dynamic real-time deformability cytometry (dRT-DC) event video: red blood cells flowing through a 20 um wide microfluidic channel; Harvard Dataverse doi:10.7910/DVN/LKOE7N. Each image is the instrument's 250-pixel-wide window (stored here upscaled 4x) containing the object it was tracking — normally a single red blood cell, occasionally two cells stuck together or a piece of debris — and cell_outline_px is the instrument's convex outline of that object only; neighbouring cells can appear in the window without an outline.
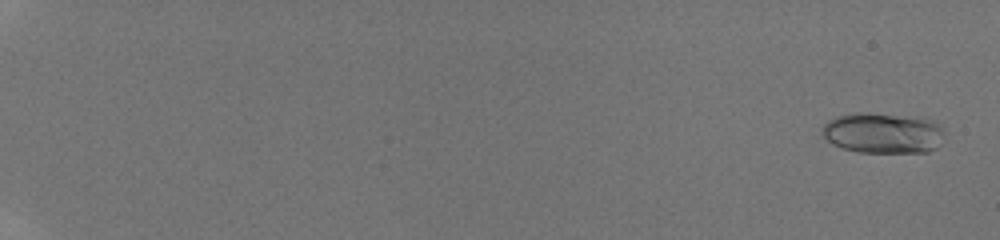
{"species": "human", "species_latin": "Homo sapiens", "temperature_condition": "room temperature", "stored_images_in_passage": 53, "camera_frame_rate_fps": 3000, "um_per_image_px": 0.085, "donor": {"sex": "male"}, "frame": {"image": 1, "passage_image": 2, "time_ms": 0.333, "image_size_px": [1000, 240], "cell_outline_px": [[944, 132], [936, 148], [928, 152], [860, 152], [844, 148], [832, 144], [824, 136], [820, 128], [828, 120], [836, 116], [856, 112], [868, 112], [932, 120], [944, 128]], "centroid_in_image_um": [75.01, 11.3], "position_along_channel_um": 10.0, "area_um2": 28.78}}
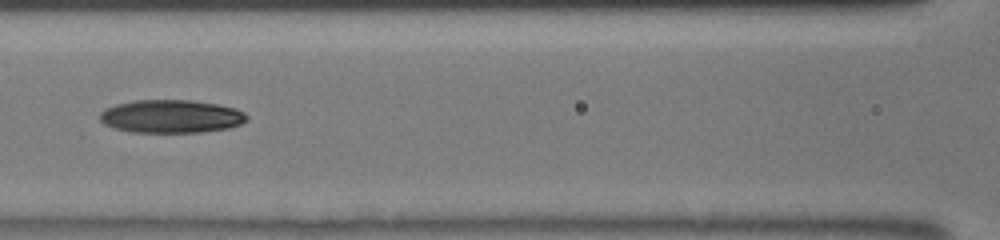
{"frame": {"image": 2, "passage_image": 29, "time_ms": 9.333, "image_size_px": [1000, 240], "cell_outline_px": [[248, 120], [240, 124], [228, 128], [200, 132], [132, 132], [112, 128], [104, 124], [100, 120], [100, 112], [116, 104], [136, 100], [192, 100], [216, 104], [236, 108], [244, 112], [248, 116]], "centroid_in_image_um": [14.55, 9.89], "position_along_channel_um": 152.0, "area_um2": 28.38}}
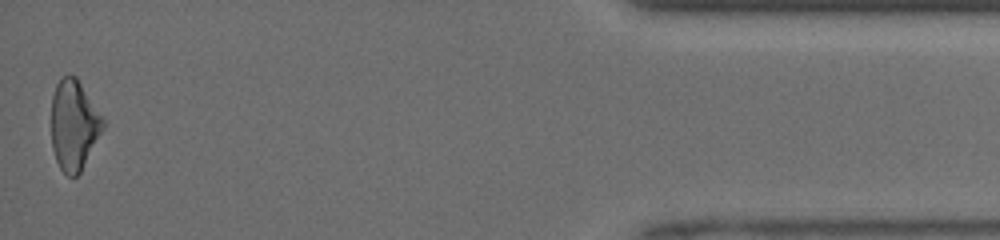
{"frame": {"image": 3, "passage_image": 53, "time_ms": 17.333, "image_size_px": [1000, 240], "cell_outline_px": [[104, 128], [80, 172], [76, 176], [68, 176], [60, 168], [56, 160], [52, 148], [52, 96], [56, 84], [64, 76], [76, 76], [104, 120]], "centroid_in_image_um": [6.27, 10.64], "position_along_channel_um": 428.9, "area_um2": 26.7}, "authors_computed_cell_mechanics": {"area_um2": 27.455, "velocity_mm_per_s": 4.2338, "shape_relaxation_time_tau1_ms": 10.9329, "shape_relaxation_time_tau2_ms": 6.7781, "deformation_change_tau1": 0.2609, "deformation_change_tau2": 0.1639}}